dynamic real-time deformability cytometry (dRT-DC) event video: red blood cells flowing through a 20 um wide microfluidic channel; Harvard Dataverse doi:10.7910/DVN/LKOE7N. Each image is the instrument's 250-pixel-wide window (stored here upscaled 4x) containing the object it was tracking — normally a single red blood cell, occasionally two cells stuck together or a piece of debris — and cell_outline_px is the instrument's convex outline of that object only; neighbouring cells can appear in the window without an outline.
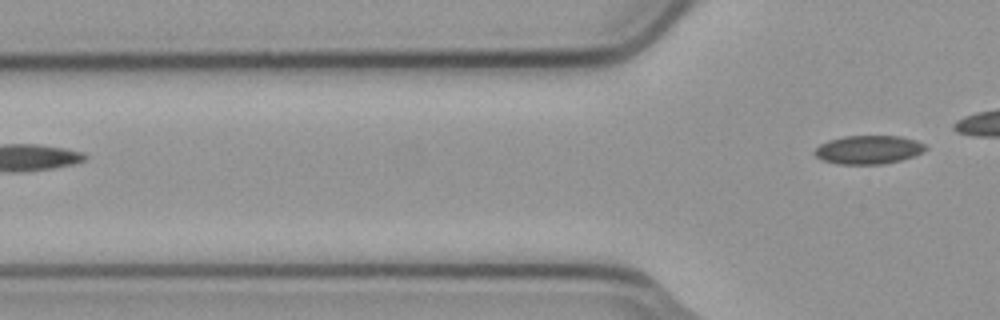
{"species": "common noctule bat (a hibernating species)", "species_latin": "Nyctalus noctula", "temperature_condition": "cold", "stored_images_in_passage": 2, "camera_frame_rate_fps": 3000, "um_per_image_px": 0.085, "animal": {"sex": "male", "body_mass_g": 23.1, "forearm_length_mm": 52.7}, "frame": {"image": 1, "passage_image": 2, "time_ms": 0.333, "image_size_px": [1000, 320], "cell_outline_px": [[928, 148], [924, 152], [900, 160], [884, 164], [836, 164], [824, 160], [816, 156], [812, 152], [820, 144], [828, 140], [844, 136], [900, 136], [916, 140], [924, 144]], "centroid_in_image_um": [73.82, 12.72], "position_along_channel_um": 52.0, "area_um2": 18.5}}